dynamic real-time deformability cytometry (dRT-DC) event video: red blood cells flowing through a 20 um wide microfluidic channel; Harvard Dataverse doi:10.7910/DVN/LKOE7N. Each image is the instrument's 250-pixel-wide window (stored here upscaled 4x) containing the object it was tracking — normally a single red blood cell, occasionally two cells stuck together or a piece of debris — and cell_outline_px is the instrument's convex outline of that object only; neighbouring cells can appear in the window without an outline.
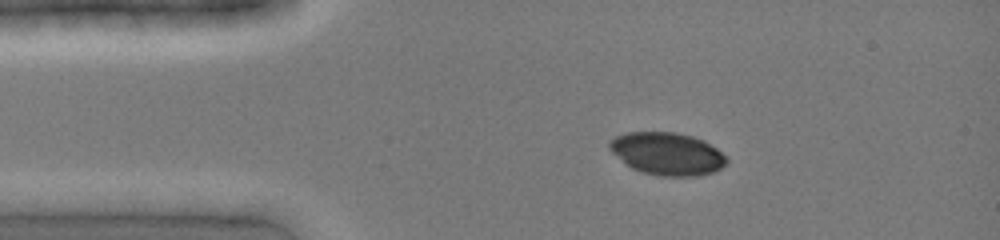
{"species": "common noctule bat (a hibernating species)", "species_latin": "Nyctalus noctula", "temperature_condition": "cold", "stored_images_in_passage": 16, "camera_frame_rate_fps": 3000, "um_per_image_px": 0.085, "animal": {"sex": "female", "body_mass_g": 19.0, "forearm_length_mm": 51.5}, "frame": {"image": 1, "passage_image": 1, "time_ms": 0.0, "image_size_px": [1000, 240], "cell_outline_px": [[728, 160], [720, 168], [712, 172], [696, 176], [660, 176], [644, 172], [632, 168], [612, 152], [608, 148], [608, 140], [624, 132], [676, 132], [692, 136], [704, 140], [716, 148]], "centroid_in_image_um": [56.68, 13.05], "position_along_channel_um": 28.3, "area_um2": 28.9}}
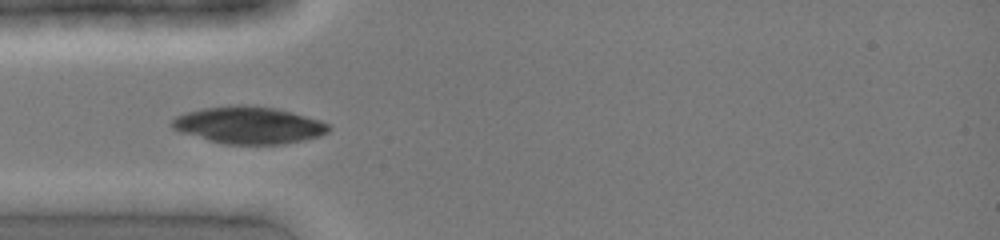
{"frame": {"image": 2, "passage_image": 6, "time_ms": 1.667, "image_size_px": [1000, 240], "cell_outline_px": [[332, 128], [328, 132], [320, 136], [284, 144], [224, 144], [180, 132], [172, 128], [172, 120], [176, 116], [188, 112], [204, 108], [236, 104], [244, 104], [276, 108], [292, 112], [320, 120], [328, 124]], "centroid_in_image_um": [21.17, 10.63], "position_along_channel_um": 63.8, "area_um2": 33.81}}
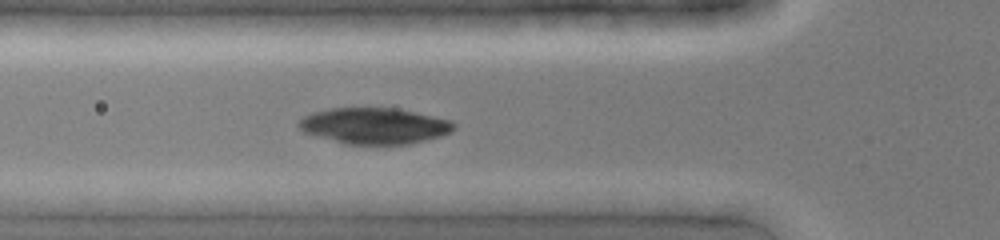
{"frame": {"image": 3, "passage_image": 8, "time_ms": 2.333, "image_size_px": [1000, 240], "cell_outline_px": [[456, 128], [452, 132], [440, 136], [408, 144], [348, 144], [304, 132], [296, 124], [304, 116], [312, 112], [328, 108], [396, 108], [452, 120], [456, 124]], "centroid_in_image_um": [31.85, 10.68], "position_along_channel_um": 94.0, "area_um2": 32.48}}